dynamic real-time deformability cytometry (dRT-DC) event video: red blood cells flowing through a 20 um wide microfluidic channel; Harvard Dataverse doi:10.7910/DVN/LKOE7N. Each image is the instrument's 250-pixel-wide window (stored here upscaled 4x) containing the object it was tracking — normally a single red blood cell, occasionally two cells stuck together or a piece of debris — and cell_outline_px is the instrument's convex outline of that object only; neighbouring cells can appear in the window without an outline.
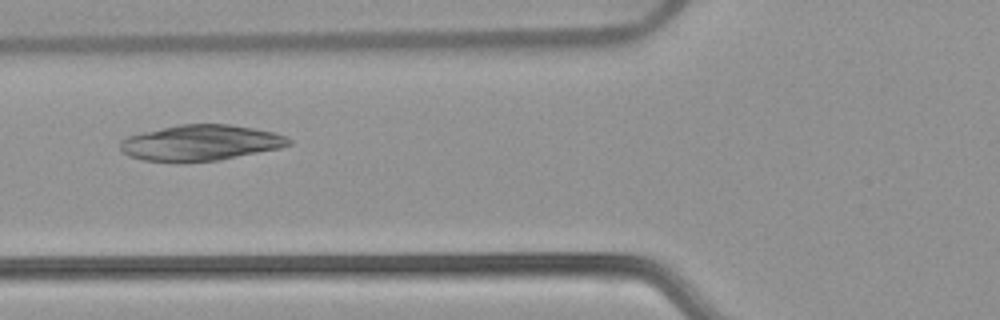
{"species": "common noctule bat (a hibernating species)", "species_latin": "Nyctalus noctula", "temperature_condition": "warm", "stored_images_in_passage": 54, "camera_frame_rate_fps": 3000, "um_per_image_px": 0.085, "animal": {"sex": "female", "body_mass_g": 22.7, "forearm_length_mm": 54.2}, "frame": {"image": 1, "passage_image": 21, "time_ms": 6.667, "image_size_px": [1000, 320], "cell_outline_px": [[292, 144], [280, 148], [220, 160], [180, 164], [144, 160], [128, 156], [120, 148], [120, 140], [128, 136], [144, 132], [180, 124], [228, 124], [252, 128], [272, 132], [284, 136], [292, 140]], "centroid_in_image_um": [17.03, 12.17], "position_along_channel_um": 108.8, "area_um2": 35.43}}
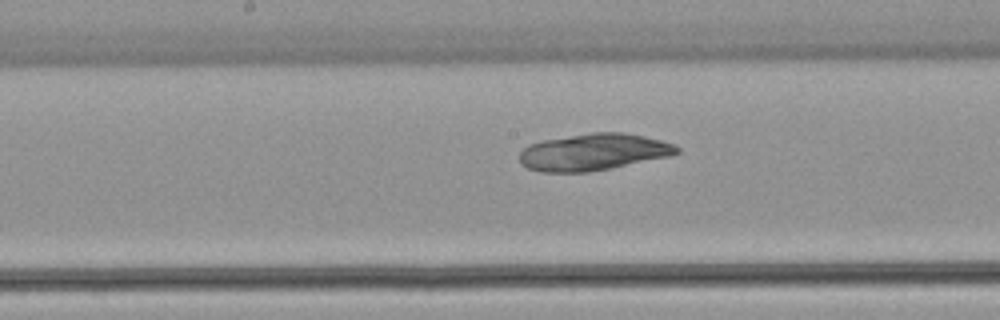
{"frame": {"image": 2, "passage_image": 28, "time_ms": 9.0, "image_size_px": [1000, 320], "cell_outline_px": [[680, 152], [672, 156], [612, 168], [588, 172], [540, 172], [528, 168], [520, 164], [520, 152], [528, 144], [544, 140], [592, 132], [624, 132], [644, 136], [660, 140], [672, 144], [680, 148]], "centroid_in_image_um": [50.46, 12.93], "position_along_channel_um": 197.7, "area_um2": 33.87}}
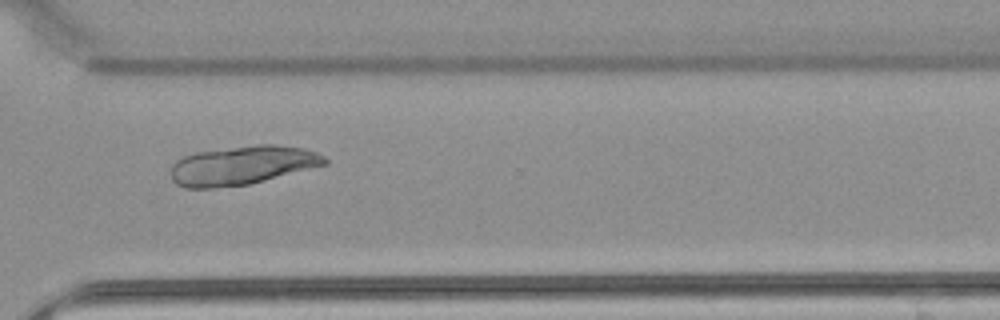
{"frame": {"image": 3, "passage_image": 40, "time_ms": 13.0, "image_size_px": [1000, 320], "cell_outline_px": [[328, 164], [248, 184], [212, 188], [184, 188], [176, 184], [172, 180], [172, 164], [176, 160], [184, 156], [196, 152], [260, 144], [276, 144], [304, 148], [316, 152], [324, 156], [328, 160]], "centroid_in_image_um": [20.59, 14.05], "position_along_channel_um": 350.0, "area_um2": 34.74}}